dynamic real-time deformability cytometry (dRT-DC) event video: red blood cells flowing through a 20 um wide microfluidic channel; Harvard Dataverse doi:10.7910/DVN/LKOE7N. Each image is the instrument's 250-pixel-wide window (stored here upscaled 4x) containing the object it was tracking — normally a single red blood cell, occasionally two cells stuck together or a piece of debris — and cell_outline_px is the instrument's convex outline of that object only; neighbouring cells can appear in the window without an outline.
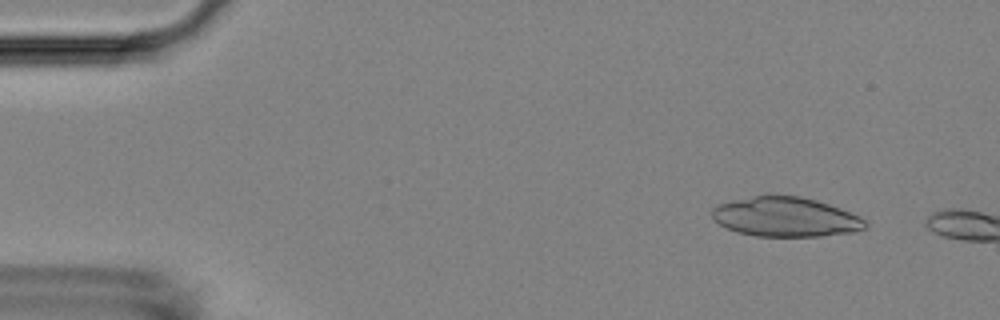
{"species": "Egyptian fruit bat (a non-hibernating species)", "species_latin": "Rousettus aegyptiacus", "temperature_condition": "room temperature", "stored_images_in_passage": 8, "camera_frame_rate_fps": 3000, "um_per_image_px": 0.085, "animal": {"sex": "female"}, "frame": {"image": 1, "passage_image": 5, "time_ms": 1.333, "image_size_px": [1000, 320], "cell_outline_px": [[868, 224], [864, 228], [852, 232], [820, 236], [756, 236], [736, 232], [720, 224], [712, 216], [712, 208], [720, 204], [736, 200], [756, 196], [800, 196], [816, 200], [840, 208], [860, 216]], "centroid_in_image_um": [66.8, 18.45], "position_along_channel_um": 18.2, "area_um2": 34.8}}